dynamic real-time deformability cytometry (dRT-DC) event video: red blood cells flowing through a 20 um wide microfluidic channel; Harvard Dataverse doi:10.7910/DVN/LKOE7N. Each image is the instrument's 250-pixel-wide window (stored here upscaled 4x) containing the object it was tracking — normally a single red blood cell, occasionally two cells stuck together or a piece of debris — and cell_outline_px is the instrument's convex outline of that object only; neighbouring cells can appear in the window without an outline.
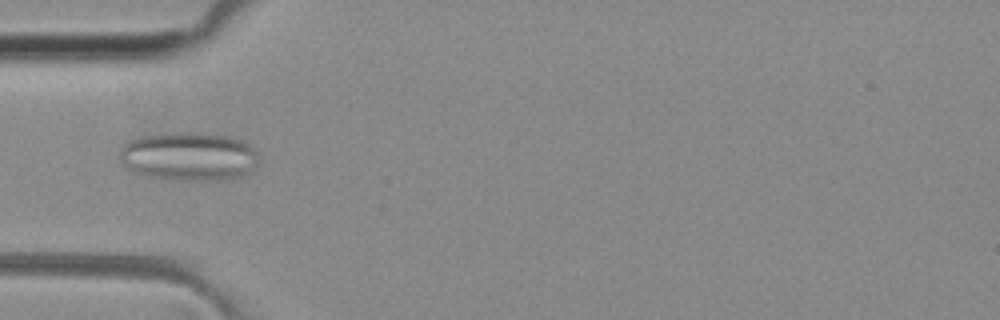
{"species": "common noctule bat (a hibernating species)", "species_latin": "Nyctalus noctula", "temperature_condition": "room temperature", "stored_images_in_passage": 50, "camera_frame_rate_fps": 3000, "um_per_image_px": 0.085, "animal": {"sex": "female", "body_mass_g": 29.2, "forearm_length_mm": 56.3}, "frame": {"image": 1, "passage_image": 15, "time_ms": 4.667, "image_size_px": [1000, 320], "cell_outline_px": [[256, 168], [252, 172], [244, 176], [228, 180], [180, 180], [152, 176], [132, 172], [120, 164], [120, 148], [128, 140], [140, 136], [176, 132], [188, 132], [228, 136], [240, 140], [248, 144], [256, 152]], "centroid_in_image_um": [16.03, 13.3], "position_along_channel_um": 69.0, "area_um2": 39.65}}
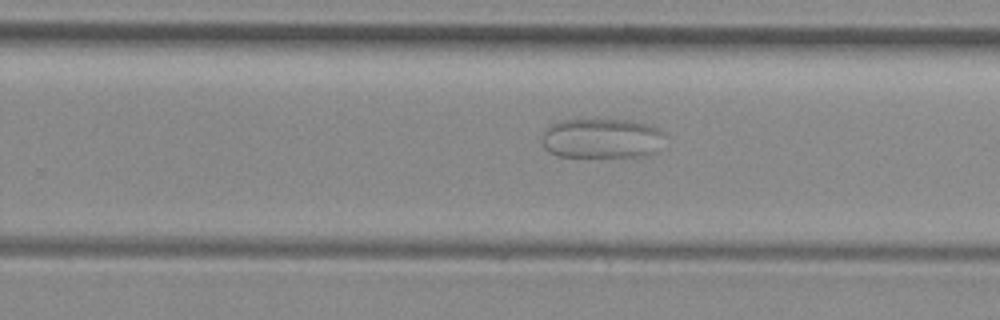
{"frame": {"image": 2, "passage_image": 31, "time_ms": 10.0, "image_size_px": [1000, 320], "cell_outline_px": [[668, 136], [656, 152], [644, 156], [556, 156], [548, 152], [540, 144], [540, 140], [544, 132], [552, 124], [564, 120], [632, 120], [656, 128], [664, 132]], "centroid_in_image_um": [51.16, 11.77], "position_along_channel_um": 278.6, "area_um2": 28.73}}
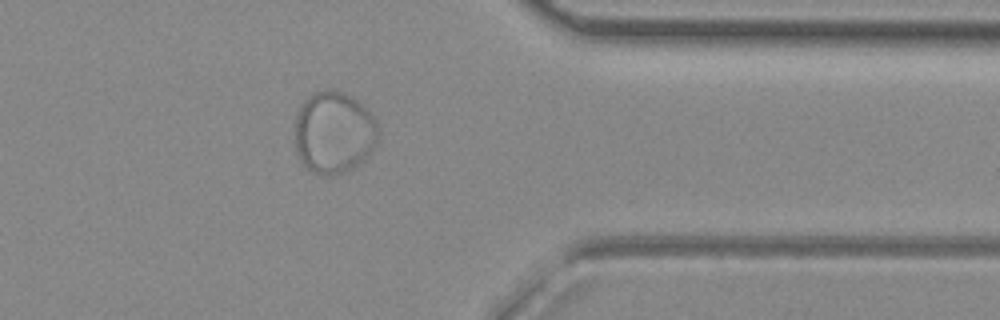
{"frame": {"image": 3, "passage_image": 40, "time_ms": 13.0, "image_size_px": [1000, 320], "cell_outline_px": [[376, 140], [368, 156], [364, 160], [352, 168], [344, 172], [332, 176], [324, 176], [312, 172], [304, 168], [296, 152], [296, 112], [300, 104], [308, 96], [316, 92], [332, 88], [344, 92], [352, 96], [376, 120]], "centroid_in_image_um": [28.33, 11.27], "position_along_channel_um": 383.1, "area_um2": 39.88}}